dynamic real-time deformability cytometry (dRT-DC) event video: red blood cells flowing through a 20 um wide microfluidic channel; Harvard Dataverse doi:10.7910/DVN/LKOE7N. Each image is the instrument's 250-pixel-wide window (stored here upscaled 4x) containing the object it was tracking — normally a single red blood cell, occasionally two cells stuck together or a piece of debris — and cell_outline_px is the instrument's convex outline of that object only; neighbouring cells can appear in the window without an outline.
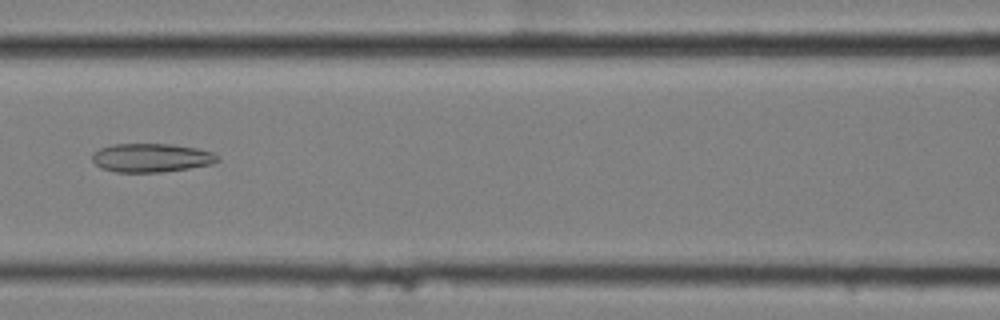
{"species": "common noctule bat (a hibernating species)", "species_latin": "Nyctalus noctula", "temperature_condition": "cold", "stored_images_in_passage": 10, "camera_frame_rate_fps": 3000, "um_per_image_px": 0.085, "animal": {"sex": "female", "body_mass_g": 25.1}, "frame": {"image": 1, "passage_image": 7, "time_ms": 2.0, "image_size_px": [1000, 320], "cell_outline_px": [[220, 160], [212, 164], [188, 168], [160, 172], [116, 172], [100, 168], [92, 160], [92, 152], [100, 148], [112, 144], [172, 144], [196, 148], [212, 152], [220, 156]], "centroid_in_image_um": [12.85, 13.41], "position_along_channel_um": 153.7, "area_um2": 21.04}}
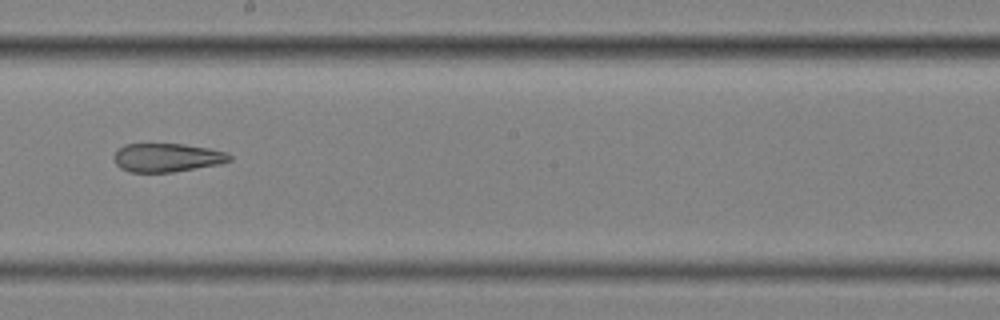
{"frame": {"image": 2, "passage_image": 9, "time_ms": 2.667, "image_size_px": [1000, 320], "cell_outline_px": [[232, 160], [220, 164], [172, 172], [128, 172], [120, 168], [116, 164], [112, 156], [124, 144], [184, 144], [208, 148], [228, 152], [232, 156]], "centroid_in_image_um": [14.21, 13.4], "position_along_channel_um": 234.0, "area_um2": 19.36}}
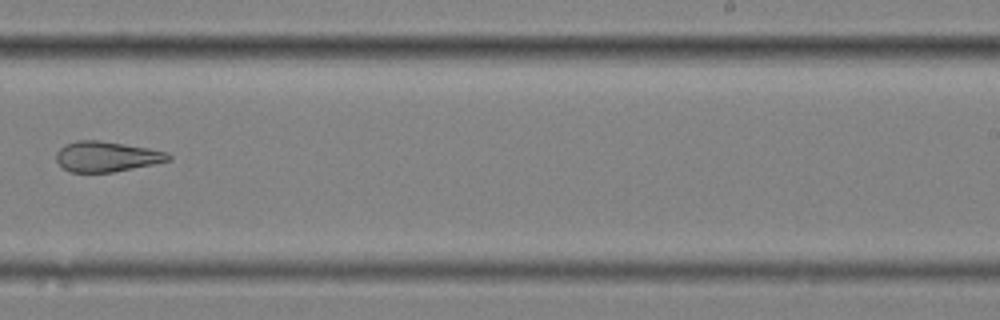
{"frame": {"image": 3, "passage_image": 10, "time_ms": 3.0, "image_size_px": [1000, 320], "cell_outline_px": [[172, 160], [112, 172], [68, 172], [56, 160], [56, 152], [64, 144], [76, 140], [100, 140], [148, 148], [168, 152], [172, 156]], "centroid_in_image_um": [9.05, 13.3], "position_along_channel_um": 280.0, "area_um2": 19.83}}